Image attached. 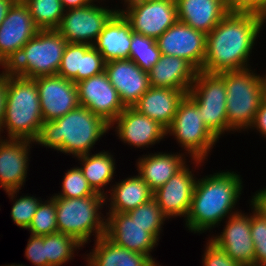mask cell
Masks as SVG:
<instances>
[{
  "instance_id": "cell-10",
  "label": "cell",
  "mask_w": 266,
  "mask_h": 266,
  "mask_svg": "<svg viewBox=\"0 0 266 266\" xmlns=\"http://www.w3.org/2000/svg\"><path fill=\"white\" fill-rule=\"evenodd\" d=\"M94 2L95 0L81 8L64 10L61 23L56 30L68 43L93 46L105 25L118 12L117 9L96 6Z\"/></svg>"
},
{
  "instance_id": "cell-7",
  "label": "cell",
  "mask_w": 266,
  "mask_h": 266,
  "mask_svg": "<svg viewBox=\"0 0 266 266\" xmlns=\"http://www.w3.org/2000/svg\"><path fill=\"white\" fill-rule=\"evenodd\" d=\"M106 199L105 195L55 197L58 233L73 236L82 245L88 243L92 233H95L96 240L104 236L106 219L101 217L99 210L103 208Z\"/></svg>"
},
{
  "instance_id": "cell-6",
  "label": "cell",
  "mask_w": 266,
  "mask_h": 266,
  "mask_svg": "<svg viewBox=\"0 0 266 266\" xmlns=\"http://www.w3.org/2000/svg\"><path fill=\"white\" fill-rule=\"evenodd\" d=\"M67 40L56 30H39L6 67L13 75L35 79L57 74Z\"/></svg>"
},
{
  "instance_id": "cell-11",
  "label": "cell",
  "mask_w": 266,
  "mask_h": 266,
  "mask_svg": "<svg viewBox=\"0 0 266 266\" xmlns=\"http://www.w3.org/2000/svg\"><path fill=\"white\" fill-rule=\"evenodd\" d=\"M119 10L131 24L134 33L157 40L177 19L176 0L127 2Z\"/></svg>"
},
{
  "instance_id": "cell-45",
  "label": "cell",
  "mask_w": 266,
  "mask_h": 266,
  "mask_svg": "<svg viewBox=\"0 0 266 266\" xmlns=\"http://www.w3.org/2000/svg\"><path fill=\"white\" fill-rule=\"evenodd\" d=\"M254 266H266V240L254 244Z\"/></svg>"
},
{
  "instance_id": "cell-24",
  "label": "cell",
  "mask_w": 266,
  "mask_h": 266,
  "mask_svg": "<svg viewBox=\"0 0 266 266\" xmlns=\"http://www.w3.org/2000/svg\"><path fill=\"white\" fill-rule=\"evenodd\" d=\"M177 19L208 34L229 13L224 0H176Z\"/></svg>"
},
{
  "instance_id": "cell-2",
  "label": "cell",
  "mask_w": 266,
  "mask_h": 266,
  "mask_svg": "<svg viewBox=\"0 0 266 266\" xmlns=\"http://www.w3.org/2000/svg\"><path fill=\"white\" fill-rule=\"evenodd\" d=\"M242 191V179L234 172H218L195 183L186 226L194 233L206 232L233 212ZM230 211V212H229Z\"/></svg>"
},
{
  "instance_id": "cell-40",
  "label": "cell",
  "mask_w": 266,
  "mask_h": 266,
  "mask_svg": "<svg viewBox=\"0 0 266 266\" xmlns=\"http://www.w3.org/2000/svg\"><path fill=\"white\" fill-rule=\"evenodd\" d=\"M228 12L255 13L266 19V0H224Z\"/></svg>"
},
{
  "instance_id": "cell-28",
  "label": "cell",
  "mask_w": 266,
  "mask_h": 266,
  "mask_svg": "<svg viewBox=\"0 0 266 266\" xmlns=\"http://www.w3.org/2000/svg\"><path fill=\"white\" fill-rule=\"evenodd\" d=\"M87 258L88 266H160L147 255L115 245L105 236L96 240Z\"/></svg>"
},
{
  "instance_id": "cell-9",
  "label": "cell",
  "mask_w": 266,
  "mask_h": 266,
  "mask_svg": "<svg viewBox=\"0 0 266 266\" xmlns=\"http://www.w3.org/2000/svg\"><path fill=\"white\" fill-rule=\"evenodd\" d=\"M192 157L193 163L200 164L218 139L209 131L201 119L197 105L187 96L179 102L171 125L166 129Z\"/></svg>"
},
{
  "instance_id": "cell-38",
  "label": "cell",
  "mask_w": 266,
  "mask_h": 266,
  "mask_svg": "<svg viewBox=\"0 0 266 266\" xmlns=\"http://www.w3.org/2000/svg\"><path fill=\"white\" fill-rule=\"evenodd\" d=\"M203 255V266H242L232 260L221 248L211 240H208L206 250Z\"/></svg>"
},
{
  "instance_id": "cell-1",
  "label": "cell",
  "mask_w": 266,
  "mask_h": 266,
  "mask_svg": "<svg viewBox=\"0 0 266 266\" xmlns=\"http://www.w3.org/2000/svg\"><path fill=\"white\" fill-rule=\"evenodd\" d=\"M266 19L255 13L229 12L206 35L201 71L221 73L249 68L248 59Z\"/></svg>"
},
{
  "instance_id": "cell-39",
  "label": "cell",
  "mask_w": 266,
  "mask_h": 266,
  "mask_svg": "<svg viewBox=\"0 0 266 266\" xmlns=\"http://www.w3.org/2000/svg\"><path fill=\"white\" fill-rule=\"evenodd\" d=\"M25 256L35 266H51L45 257V236L30 235Z\"/></svg>"
},
{
  "instance_id": "cell-33",
  "label": "cell",
  "mask_w": 266,
  "mask_h": 266,
  "mask_svg": "<svg viewBox=\"0 0 266 266\" xmlns=\"http://www.w3.org/2000/svg\"><path fill=\"white\" fill-rule=\"evenodd\" d=\"M160 56L161 52L155 39L133 32L129 53L130 60L148 73L159 61Z\"/></svg>"
},
{
  "instance_id": "cell-8",
  "label": "cell",
  "mask_w": 266,
  "mask_h": 266,
  "mask_svg": "<svg viewBox=\"0 0 266 266\" xmlns=\"http://www.w3.org/2000/svg\"><path fill=\"white\" fill-rule=\"evenodd\" d=\"M186 95L197 105L205 126L218 140L225 131L232 130L227 122L225 81L218 73L198 71Z\"/></svg>"
},
{
  "instance_id": "cell-23",
  "label": "cell",
  "mask_w": 266,
  "mask_h": 266,
  "mask_svg": "<svg viewBox=\"0 0 266 266\" xmlns=\"http://www.w3.org/2000/svg\"><path fill=\"white\" fill-rule=\"evenodd\" d=\"M198 70L181 57L161 54L148 72L150 86L165 87L188 93Z\"/></svg>"
},
{
  "instance_id": "cell-18",
  "label": "cell",
  "mask_w": 266,
  "mask_h": 266,
  "mask_svg": "<svg viewBox=\"0 0 266 266\" xmlns=\"http://www.w3.org/2000/svg\"><path fill=\"white\" fill-rule=\"evenodd\" d=\"M228 222L219 236L211 241L221 248L232 260L242 266H254V243L251 237V215L240 211L227 216Z\"/></svg>"
},
{
  "instance_id": "cell-26",
  "label": "cell",
  "mask_w": 266,
  "mask_h": 266,
  "mask_svg": "<svg viewBox=\"0 0 266 266\" xmlns=\"http://www.w3.org/2000/svg\"><path fill=\"white\" fill-rule=\"evenodd\" d=\"M133 30L128 20L118 11L98 35L93 47L105 62L129 59Z\"/></svg>"
},
{
  "instance_id": "cell-3",
  "label": "cell",
  "mask_w": 266,
  "mask_h": 266,
  "mask_svg": "<svg viewBox=\"0 0 266 266\" xmlns=\"http://www.w3.org/2000/svg\"><path fill=\"white\" fill-rule=\"evenodd\" d=\"M110 128L102 117L79 106L60 118L43 122L34 142L77 157L90 153Z\"/></svg>"
},
{
  "instance_id": "cell-22",
  "label": "cell",
  "mask_w": 266,
  "mask_h": 266,
  "mask_svg": "<svg viewBox=\"0 0 266 266\" xmlns=\"http://www.w3.org/2000/svg\"><path fill=\"white\" fill-rule=\"evenodd\" d=\"M105 61L93 46L68 43L57 72L75 84L105 71Z\"/></svg>"
},
{
  "instance_id": "cell-37",
  "label": "cell",
  "mask_w": 266,
  "mask_h": 266,
  "mask_svg": "<svg viewBox=\"0 0 266 266\" xmlns=\"http://www.w3.org/2000/svg\"><path fill=\"white\" fill-rule=\"evenodd\" d=\"M41 201L35 196H20L19 199H15L11 210L14 223L27 229Z\"/></svg>"
},
{
  "instance_id": "cell-32",
  "label": "cell",
  "mask_w": 266,
  "mask_h": 266,
  "mask_svg": "<svg viewBox=\"0 0 266 266\" xmlns=\"http://www.w3.org/2000/svg\"><path fill=\"white\" fill-rule=\"evenodd\" d=\"M81 246L83 247L68 234H49L45 236V257L51 266H61L72 259L74 250L80 249Z\"/></svg>"
},
{
  "instance_id": "cell-15",
  "label": "cell",
  "mask_w": 266,
  "mask_h": 266,
  "mask_svg": "<svg viewBox=\"0 0 266 266\" xmlns=\"http://www.w3.org/2000/svg\"><path fill=\"white\" fill-rule=\"evenodd\" d=\"M34 80L44 122L60 118L80 106L77 86L72 80L58 74L42 76Z\"/></svg>"
},
{
  "instance_id": "cell-47",
  "label": "cell",
  "mask_w": 266,
  "mask_h": 266,
  "mask_svg": "<svg viewBox=\"0 0 266 266\" xmlns=\"http://www.w3.org/2000/svg\"><path fill=\"white\" fill-rule=\"evenodd\" d=\"M13 0H0V25L5 19L9 8L13 5Z\"/></svg>"
},
{
  "instance_id": "cell-42",
  "label": "cell",
  "mask_w": 266,
  "mask_h": 266,
  "mask_svg": "<svg viewBox=\"0 0 266 266\" xmlns=\"http://www.w3.org/2000/svg\"><path fill=\"white\" fill-rule=\"evenodd\" d=\"M251 128H257L264 137H266V96L261 101L258 111L256 112L254 122Z\"/></svg>"
},
{
  "instance_id": "cell-46",
  "label": "cell",
  "mask_w": 266,
  "mask_h": 266,
  "mask_svg": "<svg viewBox=\"0 0 266 266\" xmlns=\"http://www.w3.org/2000/svg\"><path fill=\"white\" fill-rule=\"evenodd\" d=\"M94 0H61V4L64 10L72 8H81L89 5Z\"/></svg>"
},
{
  "instance_id": "cell-41",
  "label": "cell",
  "mask_w": 266,
  "mask_h": 266,
  "mask_svg": "<svg viewBox=\"0 0 266 266\" xmlns=\"http://www.w3.org/2000/svg\"><path fill=\"white\" fill-rule=\"evenodd\" d=\"M251 215V237L253 243L266 240V219L259 214L253 207Z\"/></svg>"
},
{
  "instance_id": "cell-19",
  "label": "cell",
  "mask_w": 266,
  "mask_h": 266,
  "mask_svg": "<svg viewBox=\"0 0 266 266\" xmlns=\"http://www.w3.org/2000/svg\"><path fill=\"white\" fill-rule=\"evenodd\" d=\"M105 72L125 107H132L151 87L148 73L130 59L106 62Z\"/></svg>"
},
{
  "instance_id": "cell-51",
  "label": "cell",
  "mask_w": 266,
  "mask_h": 266,
  "mask_svg": "<svg viewBox=\"0 0 266 266\" xmlns=\"http://www.w3.org/2000/svg\"><path fill=\"white\" fill-rule=\"evenodd\" d=\"M13 1H15V2H22V1H24V0H13Z\"/></svg>"
},
{
  "instance_id": "cell-36",
  "label": "cell",
  "mask_w": 266,
  "mask_h": 266,
  "mask_svg": "<svg viewBox=\"0 0 266 266\" xmlns=\"http://www.w3.org/2000/svg\"><path fill=\"white\" fill-rule=\"evenodd\" d=\"M92 195H102L96 193L89 185L80 167L69 169L62 182V193L55 194L54 197L83 198Z\"/></svg>"
},
{
  "instance_id": "cell-43",
  "label": "cell",
  "mask_w": 266,
  "mask_h": 266,
  "mask_svg": "<svg viewBox=\"0 0 266 266\" xmlns=\"http://www.w3.org/2000/svg\"><path fill=\"white\" fill-rule=\"evenodd\" d=\"M7 78L8 71L5 69L0 74V131L5 115L6 97H7Z\"/></svg>"
},
{
  "instance_id": "cell-20",
  "label": "cell",
  "mask_w": 266,
  "mask_h": 266,
  "mask_svg": "<svg viewBox=\"0 0 266 266\" xmlns=\"http://www.w3.org/2000/svg\"><path fill=\"white\" fill-rule=\"evenodd\" d=\"M116 125L117 136L132 146L148 147L161 141L166 136V128L159 122L139 113L133 107H125L120 115L111 123Z\"/></svg>"
},
{
  "instance_id": "cell-49",
  "label": "cell",
  "mask_w": 266,
  "mask_h": 266,
  "mask_svg": "<svg viewBox=\"0 0 266 266\" xmlns=\"http://www.w3.org/2000/svg\"><path fill=\"white\" fill-rule=\"evenodd\" d=\"M6 266H25V265H22V264L21 265L20 264H18V265L17 264L16 265L15 264H12V265H6Z\"/></svg>"
},
{
  "instance_id": "cell-48",
  "label": "cell",
  "mask_w": 266,
  "mask_h": 266,
  "mask_svg": "<svg viewBox=\"0 0 266 266\" xmlns=\"http://www.w3.org/2000/svg\"><path fill=\"white\" fill-rule=\"evenodd\" d=\"M147 1H156V0H129L128 2H147Z\"/></svg>"
},
{
  "instance_id": "cell-4",
  "label": "cell",
  "mask_w": 266,
  "mask_h": 266,
  "mask_svg": "<svg viewBox=\"0 0 266 266\" xmlns=\"http://www.w3.org/2000/svg\"><path fill=\"white\" fill-rule=\"evenodd\" d=\"M43 122L36 81L8 72L5 115L0 133L6 127L9 138L34 141Z\"/></svg>"
},
{
  "instance_id": "cell-35",
  "label": "cell",
  "mask_w": 266,
  "mask_h": 266,
  "mask_svg": "<svg viewBox=\"0 0 266 266\" xmlns=\"http://www.w3.org/2000/svg\"><path fill=\"white\" fill-rule=\"evenodd\" d=\"M27 229L30 230L31 235L37 236L58 233L54 196L44 203L42 201L40 202Z\"/></svg>"
},
{
  "instance_id": "cell-12",
  "label": "cell",
  "mask_w": 266,
  "mask_h": 266,
  "mask_svg": "<svg viewBox=\"0 0 266 266\" xmlns=\"http://www.w3.org/2000/svg\"><path fill=\"white\" fill-rule=\"evenodd\" d=\"M39 30L28 6L14 2L0 25V61L7 67Z\"/></svg>"
},
{
  "instance_id": "cell-27",
  "label": "cell",
  "mask_w": 266,
  "mask_h": 266,
  "mask_svg": "<svg viewBox=\"0 0 266 266\" xmlns=\"http://www.w3.org/2000/svg\"><path fill=\"white\" fill-rule=\"evenodd\" d=\"M184 159L182 154L163 152L140 157L137 162L138 175L154 192L186 165Z\"/></svg>"
},
{
  "instance_id": "cell-25",
  "label": "cell",
  "mask_w": 266,
  "mask_h": 266,
  "mask_svg": "<svg viewBox=\"0 0 266 266\" xmlns=\"http://www.w3.org/2000/svg\"><path fill=\"white\" fill-rule=\"evenodd\" d=\"M185 95L181 90L151 86L132 107L167 129Z\"/></svg>"
},
{
  "instance_id": "cell-30",
  "label": "cell",
  "mask_w": 266,
  "mask_h": 266,
  "mask_svg": "<svg viewBox=\"0 0 266 266\" xmlns=\"http://www.w3.org/2000/svg\"><path fill=\"white\" fill-rule=\"evenodd\" d=\"M76 158L82 162L80 169L92 189L96 193L106 195L103 187L111 182L116 169L113 155H110L108 151H102L93 155L90 153L80 155Z\"/></svg>"
},
{
  "instance_id": "cell-5",
  "label": "cell",
  "mask_w": 266,
  "mask_h": 266,
  "mask_svg": "<svg viewBox=\"0 0 266 266\" xmlns=\"http://www.w3.org/2000/svg\"><path fill=\"white\" fill-rule=\"evenodd\" d=\"M251 71L246 68L218 73L225 81L227 122L233 131L251 128L266 96V76Z\"/></svg>"
},
{
  "instance_id": "cell-14",
  "label": "cell",
  "mask_w": 266,
  "mask_h": 266,
  "mask_svg": "<svg viewBox=\"0 0 266 266\" xmlns=\"http://www.w3.org/2000/svg\"><path fill=\"white\" fill-rule=\"evenodd\" d=\"M163 55L181 57L201 71L206 55V34L176 21L157 40Z\"/></svg>"
},
{
  "instance_id": "cell-31",
  "label": "cell",
  "mask_w": 266,
  "mask_h": 266,
  "mask_svg": "<svg viewBox=\"0 0 266 266\" xmlns=\"http://www.w3.org/2000/svg\"><path fill=\"white\" fill-rule=\"evenodd\" d=\"M35 25L40 30L57 29L61 23L64 9L61 0H24Z\"/></svg>"
},
{
  "instance_id": "cell-21",
  "label": "cell",
  "mask_w": 266,
  "mask_h": 266,
  "mask_svg": "<svg viewBox=\"0 0 266 266\" xmlns=\"http://www.w3.org/2000/svg\"><path fill=\"white\" fill-rule=\"evenodd\" d=\"M186 166L153 192V197L168 219L171 216L187 218L197 179Z\"/></svg>"
},
{
  "instance_id": "cell-16",
  "label": "cell",
  "mask_w": 266,
  "mask_h": 266,
  "mask_svg": "<svg viewBox=\"0 0 266 266\" xmlns=\"http://www.w3.org/2000/svg\"><path fill=\"white\" fill-rule=\"evenodd\" d=\"M0 139V187L14 200L27 177L30 144L26 139ZM16 195V196H15Z\"/></svg>"
},
{
  "instance_id": "cell-50",
  "label": "cell",
  "mask_w": 266,
  "mask_h": 266,
  "mask_svg": "<svg viewBox=\"0 0 266 266\" xmlns=\"http://www.w3.org/2000/svg\"><path fill=\"white\" fill-rule=\"evenodd\" d=\"M0 65L4 67V70L6 69V66L0 61Z\"/></svg>"
},
{
  "instance_id": "cell-34",
  "label": "cell",
  "mask_w": 266,
  "mask_h": 266,
  "mask_svg": "<svg viewBox=\"0 0 266 266\" xmlns=\"http://www.w3.org/2000/svg\"><path fill=\"white\" fill-rule=\"evenodd\" d=\"M127 213L159 241L162 225L168 217L162 212L154 197Z\"/></svg>"
},
{
  "instance_id": "cell-17",
  "label": "cell",
  "mask_w": 266,
  "mask_h": 266,
  "mask_svg": "<svg viewBox=\"0 0 266 266\" xmlns=\"http://www.w3.org/2000/svg\"><path fill=\"white\" fill-rule=\"evenodd\" d=\"M108 214L104 236L117 246L147 255L155 263L150 252L158 244V240L128 213Z\"/></svg>"
},
{
  "instance_id": "cell-29",
  "label": "cell",
  "mask_w": 266,
  "mask_h": 266,
  "mask_svg": "<svg viewBox=\"0 0 266 266\" xmlns=\"http://www.w3.org/2000/svg\"><path fill=\"white\" fill-rule=\"evenodd\" d=\"M113 186L109 212L127 213L153 198V191L139 175L126 178Z\"/></svg>"
},
{
  "instance_id": "cell-44",
  "label": "cell",
  "mask_w": 266,
  "mask_h": 266,
  "mask_svg": "<svg viewBox=\"0 0 266 266\" xmlns=\"http://www.w3.org/2000/svg\"><path fill=\"white\" fill-rule=\"evenodd\" d=\"M251 205L266 219V188L255 193L252 197Z\"/></svg>"
},
{
  "instance_id": "cell-13",
  "label": "cell",
  "mask_w": 266,
  "mask_h": 266,
  "mask_svg": "<svg viewBox=\"0 0 266 266\" xmlns=\"http://www.w3.org/2000/svg\"><path fill=\"white\" fill-rule=\"evenodd\" d=\"M79 104L111 123L125 109L106 72L76 83Z\"/></svg>"
}]
</instances>
